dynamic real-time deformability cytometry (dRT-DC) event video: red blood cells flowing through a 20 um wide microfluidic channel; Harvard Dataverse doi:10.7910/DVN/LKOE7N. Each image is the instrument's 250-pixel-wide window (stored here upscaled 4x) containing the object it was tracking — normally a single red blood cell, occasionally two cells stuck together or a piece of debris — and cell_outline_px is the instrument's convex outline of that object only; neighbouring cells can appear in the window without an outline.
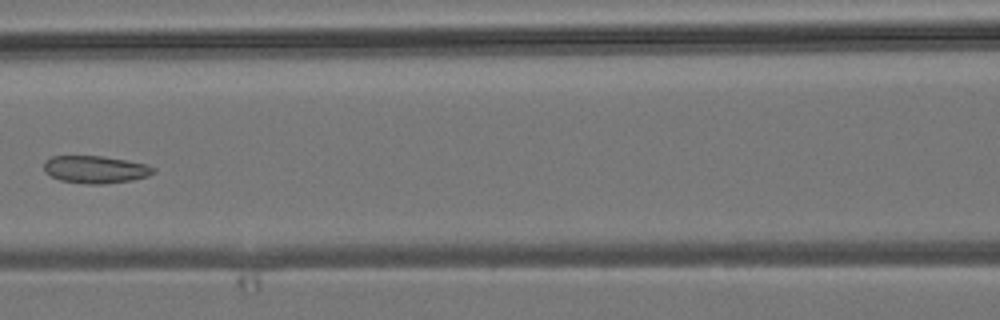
{"species": "common noctule bat (a hibernating species)", "species_latin": "Nyctalus noctula", "temperature_condition": "room temperature", "stored_images_in_passage": 6, "camera_frame_rate_fps": 3000, "um_per_image_px": 0.085, "animal": {"sex": "male", "body_mass_g": 19.2, "forearm_length_mm": 51.8}, "frame": {"image": 1, "passage_image": 5, "time_ms": 6.0, "image_size_px": [1000, 320], "cell_outline_px": [[156, 172], [148, 176], [132, 180], [104, 184], [88, 184], [60, 180], [44, 172], [44, 160], [52, 156], [100, 156], [148, 164], [156, 168]], "centroid_in_image_um": [8.12, 14.4], "position_along_channel_um": 158.5, "area_um2": 17.57}}
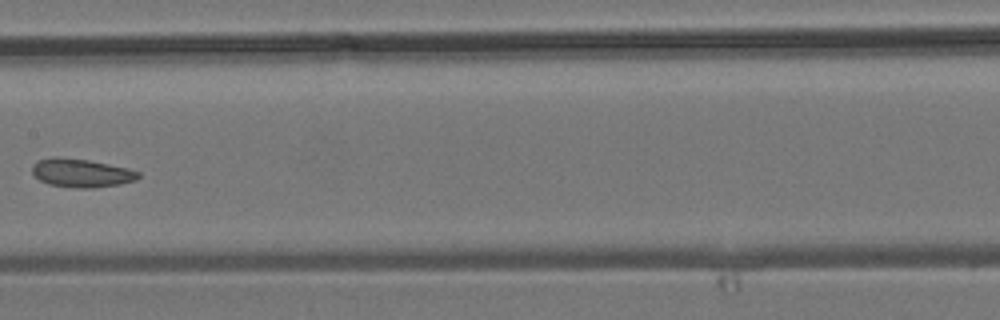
{"frame": {"image": 2, "passage_image": 6, "time_ms": 7.0, "image_size_px": [1000, 320], "cell_outline_px": [[140, 176], [136, 180], [120, 184], [92, 188], [76, 188], [48, 184], [40, 180], [32, 172], [32, 164], [36, 160], [52, 156], [56, 156], [88, 160], [128, 168], [140, 172]], "centroid_in_image_um": [6.89, 14.69], "position_along_channel_um": 200.5, "area_um2": 17.74}}